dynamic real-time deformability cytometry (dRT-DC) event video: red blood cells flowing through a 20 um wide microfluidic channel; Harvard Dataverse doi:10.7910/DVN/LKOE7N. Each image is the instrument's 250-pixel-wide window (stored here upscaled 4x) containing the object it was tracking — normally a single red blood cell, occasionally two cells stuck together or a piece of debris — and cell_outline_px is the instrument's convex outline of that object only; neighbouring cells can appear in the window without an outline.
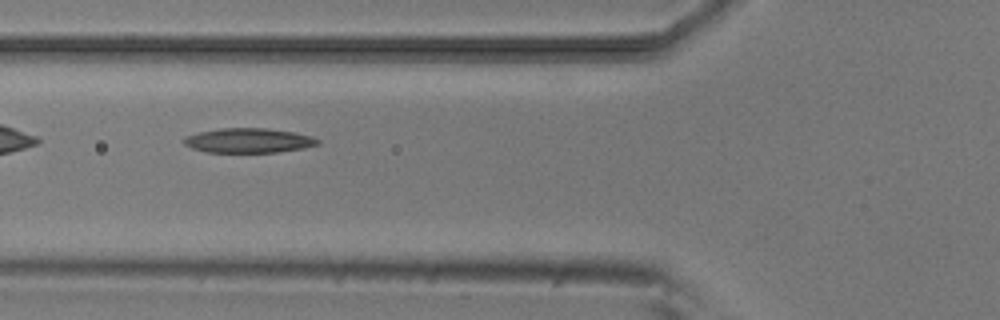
{"species": "common noctule bat (a hibernating species)", "species_latin": "Nyctalus noctula", "temperature_condition": "room temperature", "stored_images_in_passage": 32, "camera_frame_rate_fps": 3000, "um_per_image_px": 0.085, "animal": {"sex": "male", "body_mass_g": 20.5, "forearm_length_mm": 52.5}, "frame": {"image": 1, "passage_image": 3, "time_ms": 0.667, "image_size_px": [1000, 320], "cell_outline_px": [[320, 144], [304, 148], [276, 152], [208, 152], [192, 148], [184, 144], [184, 136], [200, 132], [220, 128], [264, 128], [292, 132], [312, 136], [320, 140]], "centroid_in_image_um": [21.14, 11.94], "position_along_channel_um": 104.7, "area_um2": 19.07}}
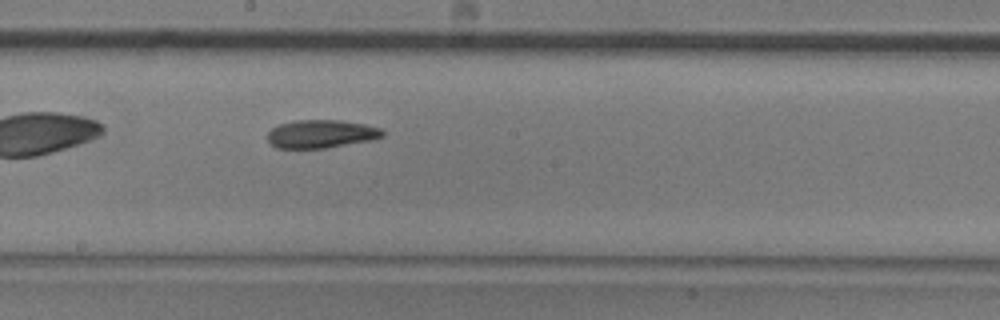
{"frame": {"image": 2, "passage_image": 12, "time_ms": 3.667, "image_size_px": [1000, 320], "cell_outline_px": [[384, 136], [372, 140], [328, 148], [276, 148], [268, 140], [268, 132], [272, 128], [280, 124], [296, 120], [340, 120], [364, 124], [380, 128], [384, 132]], "centroid_in_image_um": [27.31, 11.39], "position_along_channel_um": 220.9, "area_um2": 18.9}}
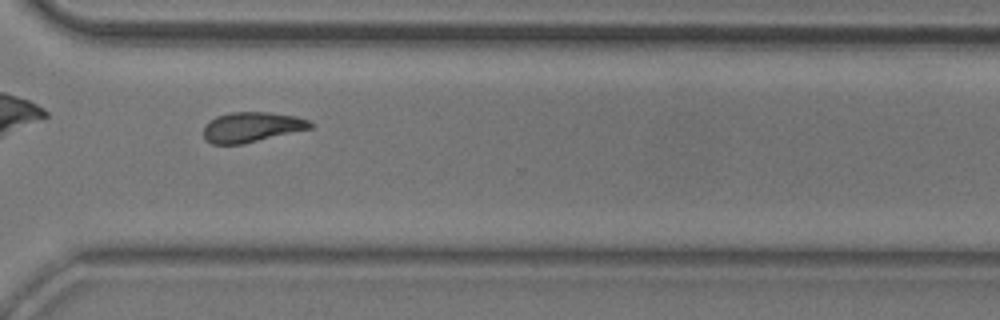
{"frame": {"image": 3, "passage_image": 22, "time_ms": 7.0, "image_size_px": [1000, 320], "cell_outline_px": [[316, 124], [312, 128], [244, 144], [212, 144], [204, 140], [204, 128], [216, 116], [232, 112], [268, 112], [296, 116], [312, 120]], "centroid_in_image_um": [21.46, 10.8], "position_along_channel_um": 349.1, "area_um2": 18.84}, "authors_computed_cell_mechanics": {"area_um2": 18.7561, "velocity_mm_per_s": 3.8616, "shape_relaxation_time_tau1_ms": 5.2452, "shape_relaxation_time_tau2_ms": 10.914, "deformation_change_tau1": 0.1455, "deformation_change_tau2": 0.2009}}